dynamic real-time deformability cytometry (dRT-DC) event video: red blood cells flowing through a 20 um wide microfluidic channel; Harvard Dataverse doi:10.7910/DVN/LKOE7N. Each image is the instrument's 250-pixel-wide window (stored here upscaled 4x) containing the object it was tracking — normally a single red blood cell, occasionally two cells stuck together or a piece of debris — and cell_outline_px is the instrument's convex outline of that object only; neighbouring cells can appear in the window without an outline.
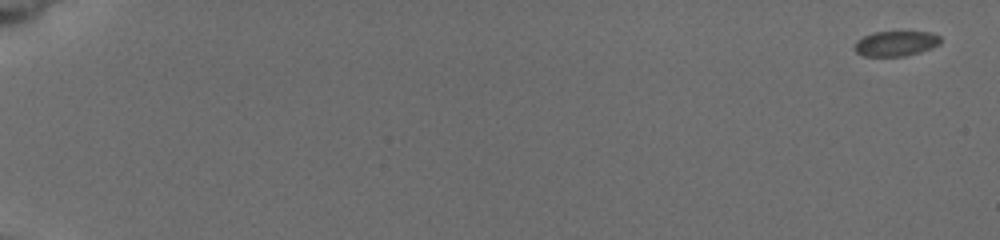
{"species": "common noctule bat (a hibernating species)", "species_latin": "Nyctalus noctula", "temperature_condition": "cold", "stored_images_in_passage": 12, "camera_frame_rate_fps": 3000, "um_per_image_px": 0.085, "animal": {"sex": "female", "body_mass_g": 19.5, "forearm_length_mm": 54.1}, "frame": {"image": 1, "passage_image": 1, "time_ms": 0.0, "image_size_px": [1000, 240], "cell_outline_px": [[940, 44], [932, 48], [904, 56], [864, 56], [856, 52], [856, 40], [872, 32], [932, 32], [940, 36]], "centroid_in_image_um": [76.16, 3.69], "position_along_channel_um": 8.8, "area_um2": 12.48}}
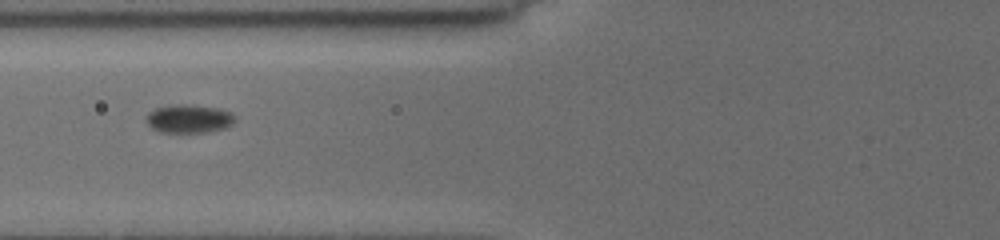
{"frame": {"image": 2, "passage_image": 10, "time_ms": 8.0, "image_size_px": [1000, 240], "cell_outline_px": [[236, 120], [232, 124], [224, 128], [208, 132], [160, 132], [152, 128], [144, 120], [144, 116], [152, 108], [168, 104], [188, 104], [216, 108], [232, 112], [236, 116]], "centroid_in_image_um": [16.01, 10.07], "position_along_channel_um": 109.8, "area_um2": 15.09}}
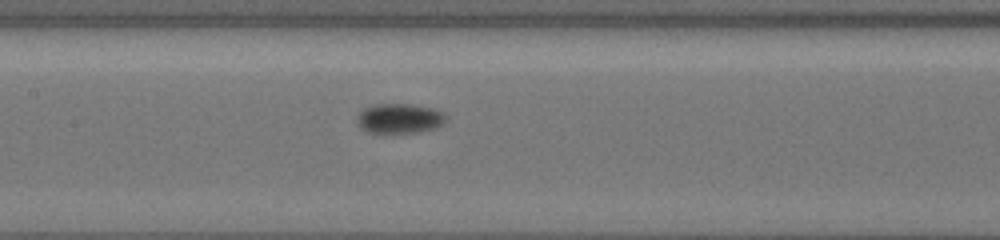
{"frame": {"image": 3, "passage_image": 12, "time_ms": 9.667, "image_size_px": [1000, 240], "cell_outline_px": [[448, 120], [432, 128], [416, 132], [368, 132], [360, 128], [356, 120], [360, 112], [364, 108], [372, 104], [412, 104], [436, 108], [444, 112], [448, 116]], "centroid_in_image_um": [33.97, 10.04], "position_along_channel_um": 173.4, "area_um2": 15.49}}